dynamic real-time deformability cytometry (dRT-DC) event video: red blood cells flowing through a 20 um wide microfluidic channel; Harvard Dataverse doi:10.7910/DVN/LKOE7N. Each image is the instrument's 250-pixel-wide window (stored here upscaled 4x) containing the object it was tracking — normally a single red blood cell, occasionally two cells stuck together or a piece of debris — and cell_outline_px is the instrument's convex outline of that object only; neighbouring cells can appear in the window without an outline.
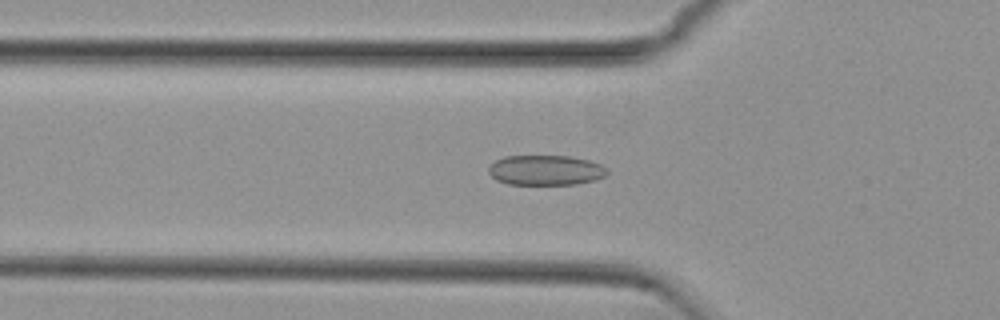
{"species": "common noctule bat (a hibernating species)", "species_latin": "Nyctalus noctula", "temperature_condition": "cold", "stored_images_in_passage": 53, "camera_frame_rate_fps": 3000, "um_per_image_px": 0.085, "animal": {"sex": "female", "body_mass_g": 29.2, "forearm_length_mm": 56.3}, "frame": {"image": 1, "passage_image": 17, "time_ms": 5.333, "image_size_px": [1000, 320], "cell_outline_px": [[608, 172], [604, 176], [596, 180], [576, 184], [508, 184], [496, 180], [488, 172], [488, 168], [496, 160], [504, 156], [572, 156], [588, 160], [600, 164], [608, 168]], "centroid_in_image_um": [46.39, 14.46], "position_along_channel_um": 79.4, "area_um2": 20.81}}
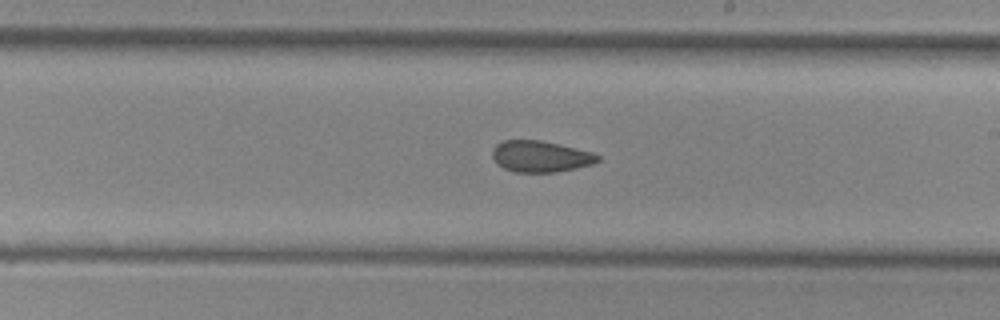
{"frame": {"image": 2, "passage_image": 30, "time_ms": 9.667, "image_size_px": [1000, 320], "cell_outline_px": [[600, 160], [592, 164], [576, 168], [556, 172], [516, 172], [504, 168], [496, 164], [492, 156], [492, 148], [496, 144], [504, 140], [540, 140], [592, 152], [600, 156]], "centroid_in_image_um": [45.91, 13.3], "position_along_channel_um": 243.1, "area_um2": 19.19}}
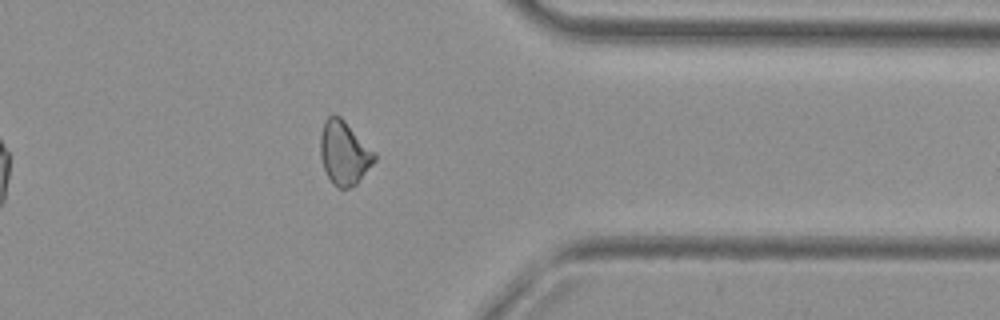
{"frame": {"image": 3, "passage_image": 42, "time_ms": 13.667, "image_size_px": [1000, 320], "cell_outline_px": [[376, 160], [356, 184], [348, 188], [336, 188], [332, 184], [324, 168], [320, 156], [320, 136], [324, 120], [328, 116], [340, 116], [376, 152]], "centroid_in_image_um": [29.25, 13.0], "position_along_channel_um": 382.1, "area_um2": 20.11}, "authors_computed_cell_mechanics": {"area_um2": 20.2878, "velocity_mm_per_s": 3.7632, "shape_relaxation_time_tau1_ms": 9.7722, "shape_relaxation_time_tau2_ms": 2.7451, "deformation_change_tau1": 0.1227, "deformation_change_tau2": 0.0834}}